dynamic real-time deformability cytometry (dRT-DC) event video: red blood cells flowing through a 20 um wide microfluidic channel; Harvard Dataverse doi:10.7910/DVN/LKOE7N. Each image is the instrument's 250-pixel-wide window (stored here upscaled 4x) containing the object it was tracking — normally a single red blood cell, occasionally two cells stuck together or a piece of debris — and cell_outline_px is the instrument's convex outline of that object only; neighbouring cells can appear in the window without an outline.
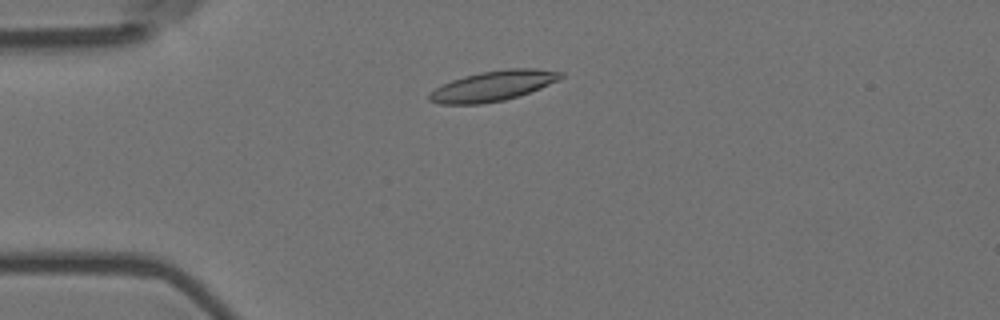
{"species": "Egyptian fruit bat (a non-hibernating species)", "species_latin": "Rousettus aegyptiacus", "temperature_condition": "room temperature", "stored_images_in_passage": 50, "camera_frame_rate_fps": 3000, "um_per_image_px": 0.085, "animal": {"sex": "female"}, "frame": {"image": 1, "passage_image": 9, "time_ms": 2.667, "image_size_px": [1000, 320], "cell_outline_px": [[564, 76], [540, 88], [504, 100], [480, 104], [440, 104], [428, 100], [428, 92], [452, 80], [464, 76], [480, 72], [508, 68], [536, 68], [564, 72]], "centroid_in_image_um": [41.88, 7.29], "position_along_channel_um": 43.1, "area_um2": 22.95}}
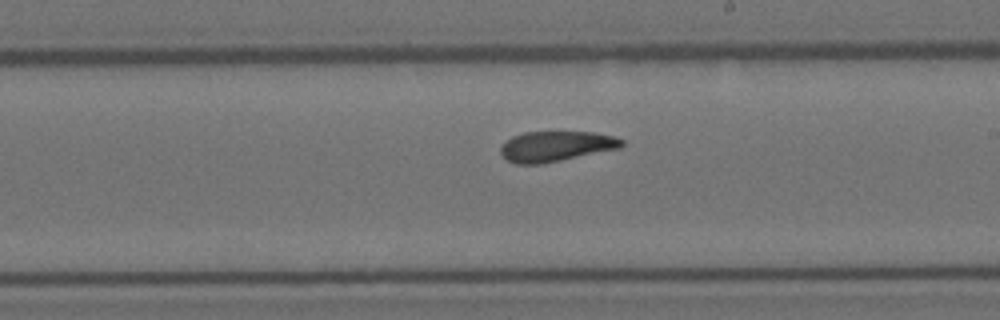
{"frame": {"image": 2, "passage_image": 27, "time_ms": 8.667, "image_size_px": [1000, 320], "cell_outline_px": [[624, 144], [620, 148], [540, 164], [516, 164], [508, 160], [500, 152], [500, 148], [504, 140], [512, 136], [524, 132], [592, 132], [612, 136], [624, 140]], "centroid_in_image_um": [47.22, 12.43], "position_along_channel_um": 241.8, "area_um2": 21.27}}
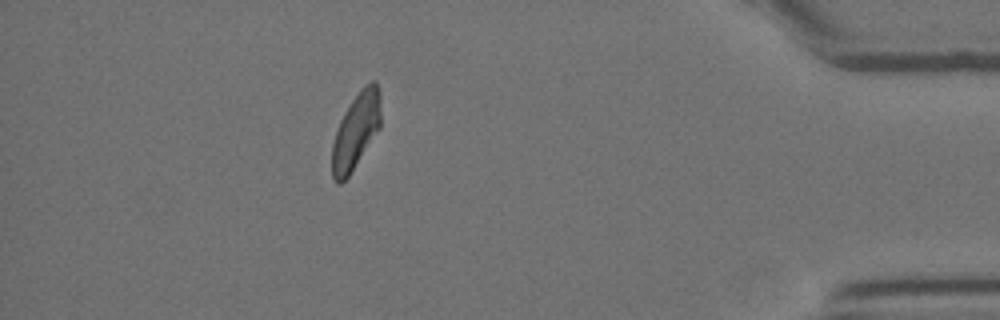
{"frame": {"image": 3, "passage_image": 44, "time_ms": 14.333, "image_size_px": [1000, 320], "cell_outline_px": [[380, 128], [348, 176], [340, 184], [336, 184], [332, 176], [332, 144], [340, 120], [344, 112], [360, 88], [364, 84], [372, 80], [376, 80], [380, 92]], "centroid_in_image_um": [30.26, 11.09], "position_along_channel_um": 404.9, "area_um2": 21.5}, "authors_computed_cell_mechanics": {"area_um2": 21.9062, "velocity_mm_per_s": 3.7098, "shape_relaxation_time_tau1_ms": 4.4371, "shape_relaxation_time_tau2_ms": 3.1257, "deformation_change_tau1": 0.1568, "deformation_change_tau2": 0.106}}